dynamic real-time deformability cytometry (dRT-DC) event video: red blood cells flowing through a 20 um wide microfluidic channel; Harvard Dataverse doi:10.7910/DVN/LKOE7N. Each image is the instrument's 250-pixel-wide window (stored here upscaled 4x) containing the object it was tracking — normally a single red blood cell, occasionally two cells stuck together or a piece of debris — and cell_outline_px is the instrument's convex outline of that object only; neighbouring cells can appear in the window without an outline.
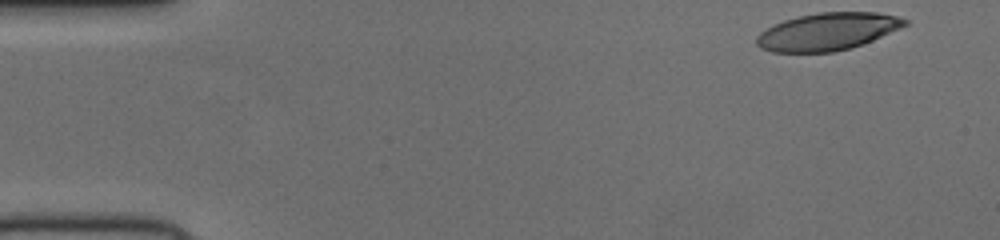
{"species": "human", "species_latin": "Homo sapiens", "temperature_condition": "cold", "stored_images_in_passage": 49, "camera_frame_rate_fps": 3000, "um_per_image_px": 0.085, "donor": {"sex": "female"}, "frame": {"image": 1, "passage_image": 1, "time_ms": 0.0, "image_size_px": [1000, 240], "cell_outline_px": [[908, 24], [900, 28], [872, 40], [848, 48], [832, 52], [772, 52], [760, 48], [756, 44], [756, 36], [760, 32], [772, 24], [784, 20], [800, 16], [820, 12], [876, 12], [896, 16], [908, 20]], "centroid_in_image_um": [70.29, 2.68], "position_along_channel_um": 14.7, "area_um2": 32.14}}
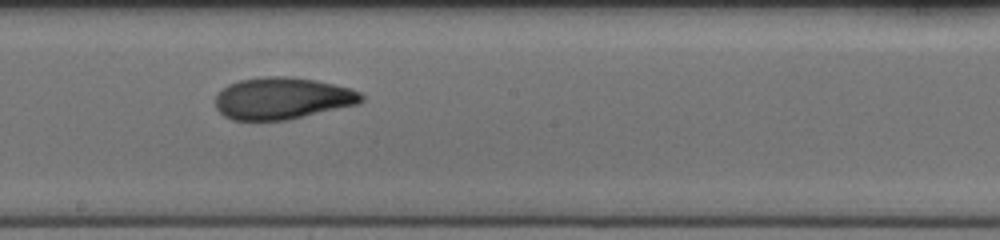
{"frame": {"image": 2, "passage_image": 26, "time_ms": 8.333, "image_size_px": [1000, 240], "cell_outline_px": [[364, 100], [360, 104], [288, 120], [232, 120], [224, 116], [216, 108], [216, 96], [228, 84], [240, 80], [264, 76], [288, 76], [316, 80], [352, 88], [360, 92], [364, 96]], "centroid_in_image_um": [24.04, 8.36], "position_along_channel_um": 224.2, "area_um2": 35.89}}
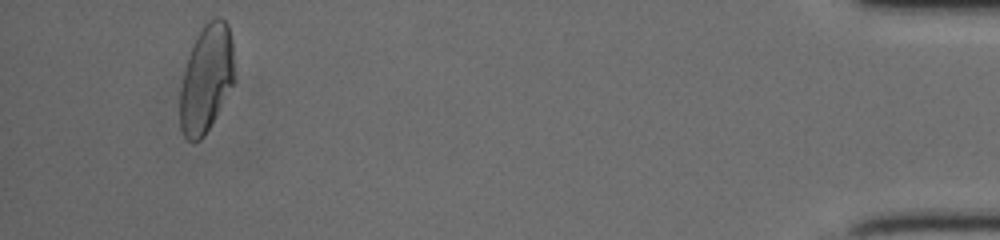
{"frame": {"image": 3, "passage_image": 46, "time_ms": 15.0, "image_size_px": [1000, 240], "cell_outline_px": [[236, 80], [204, 136], [200, 140], [192, 144], [184, 136], [180, 128], [180, 92], [184, 72], [196, 36], [204, 24], [208, 20], [216, 16], [220, 16], [228, 24], [232, 40]], "centroid_in_image_um": [17.56, 6.68], "position_along_channel_um": 417.6, "area_um2": 34.33}}